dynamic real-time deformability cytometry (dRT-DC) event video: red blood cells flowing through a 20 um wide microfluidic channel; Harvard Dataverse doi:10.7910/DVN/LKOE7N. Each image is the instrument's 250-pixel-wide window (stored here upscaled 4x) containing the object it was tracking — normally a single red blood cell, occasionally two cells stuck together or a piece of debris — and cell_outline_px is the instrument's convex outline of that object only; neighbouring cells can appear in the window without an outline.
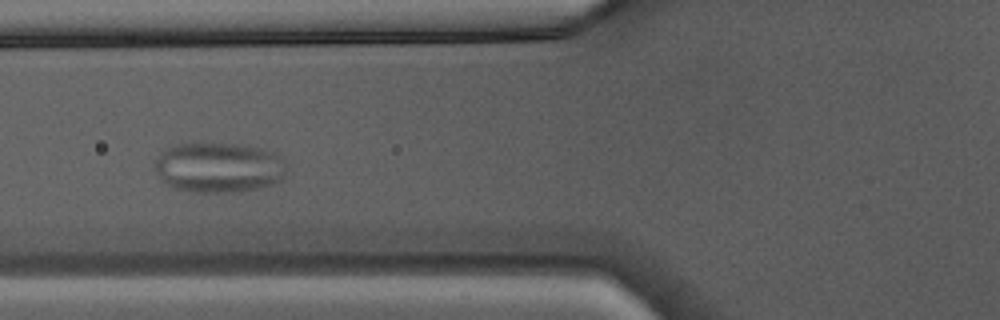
{"species": "Egyptian fruit bat (a non-hibernating species)", "species_latin": "Rousettus aegyptiacus", "temperature_condition": "warm", "stored_images_in_passage": 33, "camera_frame_rate_fps": 3000, "um_per_image_px": 0.085, "animal": {"sex": "male"}, "frame": {"image": 1, "passage_image": 6, "time_ms": 1.667, "image_size_px": [1000, 320], "cell_outline_px": [[288, 168], [284, 176], [280, 180], [272, 184], [256, 188], [236, 192], [196, 192], [172, 188], [160, 180], [156, 172], [156, 160], [160, 152], [164, 148], [176, 144], [232, 144], [260, 148], [272, 152], [280, 156], [288, 164]], "centroid_in_image_um": [18.59, 14.24], "position_along_channel_um": 107.2, "area_um2": 38.61}}
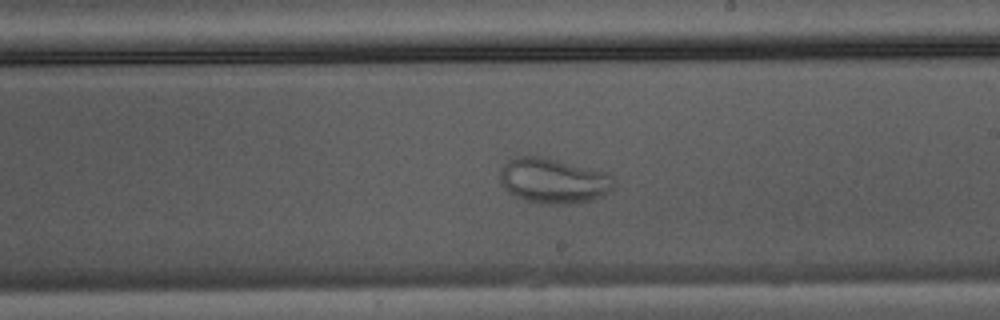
{"frame": {"image": 2, "passage_image": 15, "time_ms": 4.667, "image_size_px": [1000, 320], "cell_outline_px": [[616, 180], [612, 188], [608, 192], [592, 200], [572, 204], [544, 204], [524, 200], [508, 192], [500, 184], [500, 168], [508, 160], [516, 156], [544, 156], [608, 172]], "centroid_in_image_um": [47.04, 15.35], "position_along_channel_um": 242.0, "area_um2": 30.46}}
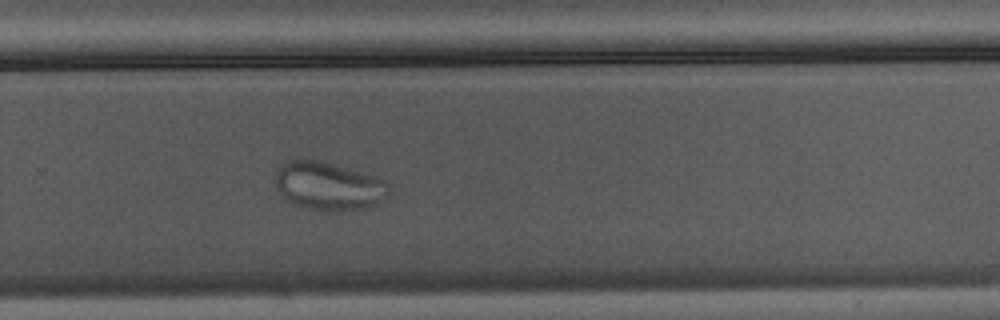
{"frame": {"image": 3, "passage_image": 19, "time_ms": 6.0, "image_size_px": [1000, 320], "cell_outline_px": [[388, 196], [384, 200], [368, 208], [324, 212], [304, 208], [292, 204], [280, 192], [276, 184], [276, 172], [288, 160], [320, 160], [376, 176], [384, 180], [388, 184]], "centroid_in_image_um": [27.96, 15.84], "position_along_channel_um": 301.8, "area_um2": 31.96}}